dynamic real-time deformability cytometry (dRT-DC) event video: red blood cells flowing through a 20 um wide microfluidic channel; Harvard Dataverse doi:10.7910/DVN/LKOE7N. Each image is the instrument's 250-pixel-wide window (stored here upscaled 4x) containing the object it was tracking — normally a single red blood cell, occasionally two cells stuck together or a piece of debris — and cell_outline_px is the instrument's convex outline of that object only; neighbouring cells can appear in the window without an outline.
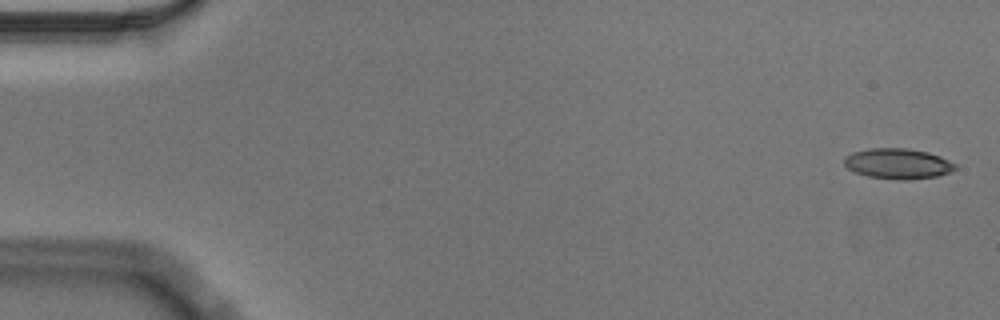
{"species": "Egyptian fruit bat (a non-hibernating species)", "species_latin": "Rousettus aegyptiacus", "temperature_condition": "cold", "stored_images_in_passage": 57, "camera_frame_rate_fps": 3000, "um_per_image_px": 0.085, "animal": {"sex": "male"}, "frame": {"image": 1, "passage_image": 2, "time_ms": 0.333, "image_size_px": [1000, 320], "cell_outline_px": [[956, 168], [948, 172], [936, 176], [904, 180], [900, 180], [868, 176], [856, 172], [848, 168], [844, 164], [844, 160], [852, 152], [872, 148], [908, 148], [928, 152], [940, 156], [956, 164]], "centroid_in_image_um": [76.32, 13.9], "position_along_channel_um": 8.7, "area_um2": 19.42}}
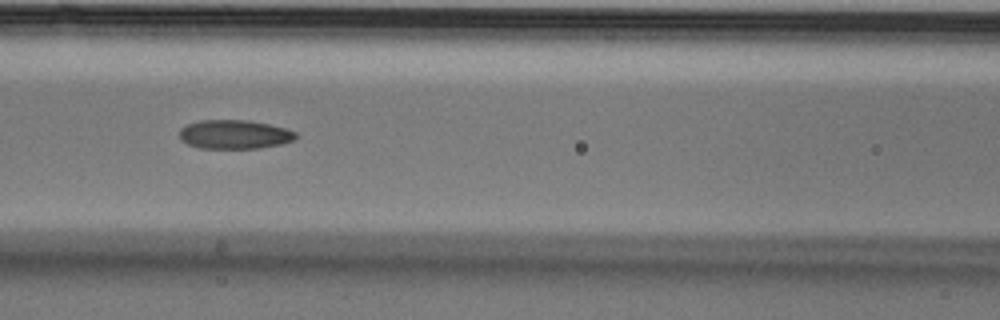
{"frame": {"image": 2, "passage_image": 25, "time_ms": 8.0, "image_size_px": [1000, 320], "cell_outline_px": [[296, 140], [280, 144], [260, 148], [200, 148], [188, 144], [180, 140], [180, 128], [188, 124], [200, 120], [248, 120], [268, 124], [284, 128], [296, 132]], "centroid_in_image_um": [19.92, 11.42], "position_along_channel_um": 146.7, "area_um2": 19.59}}
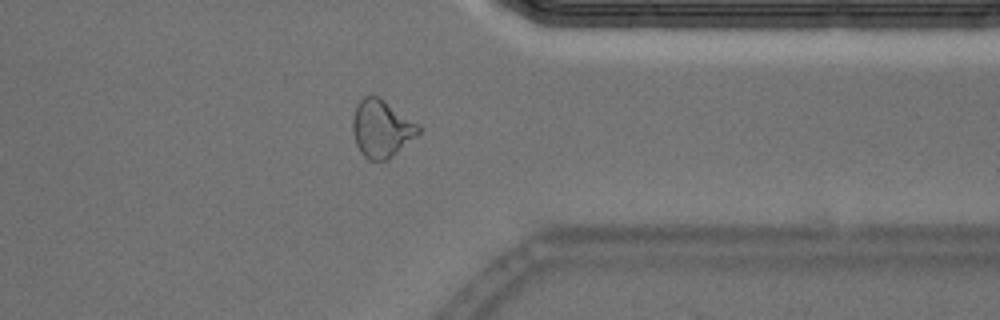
{"frame": {"image": 3, "passage_image": 45, "time_ms": 14.667, "image_size_px": [1000, 320], "cell_outline_px": [[424, 128], [416, 136], [388, 160], [368, 160], [360, 152], [356, 144], [352, 132], [352, 120], [356, 104], [364, 96], [380, 96], [420, 124]], "centroid_in_image_um": [32.44, 10.91], "position_along_channel_um": 379.0, "area_um2": 22.43}, "authors_computed_cell_mechanics": {"area_um2": 20.1722, "velocity_mm_per_s": 3.5654, "shape_relaxation_time_tau1_ms": 10.3488, "shape_relaxation_time_tau2_ms": 3.2925, "deformation_change_tau1": 0.2009, "deformation_change_tau2": 0.1056}}